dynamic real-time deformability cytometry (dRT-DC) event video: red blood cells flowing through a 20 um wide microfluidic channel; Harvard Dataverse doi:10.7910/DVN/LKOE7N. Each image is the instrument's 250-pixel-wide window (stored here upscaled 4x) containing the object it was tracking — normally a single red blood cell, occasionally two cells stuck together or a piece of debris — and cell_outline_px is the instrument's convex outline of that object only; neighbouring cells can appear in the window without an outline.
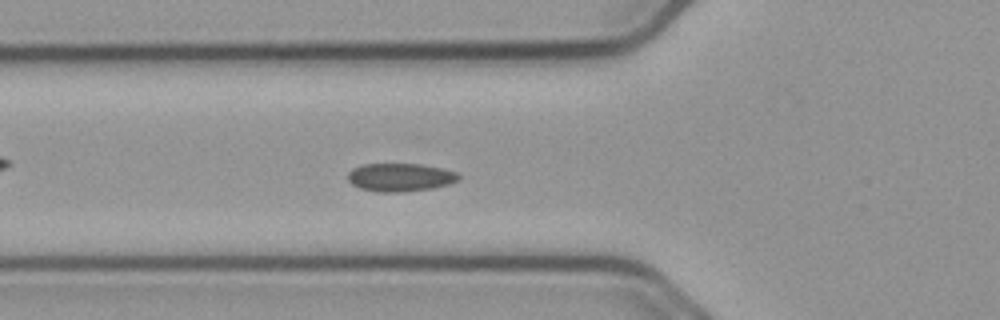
{"species": "common noctule bat (a hibernating species)", "species_latin": "Nyctalus noctula", "temperature_condition": "cold", "stored_images_in_passage": 42, "camera_frame_rate_fps": 3000, "um_per_image_px": 0.085, "animal": {"sex": "male", "body_mass_g": 23.1, "forearm_length_mm": 52.7}, "frame": {"image": 1, "passage_image": 5, "time_ms": 1.333, "image_size_px": [1000, 320], "cell_outline_px": [[460, 180], [448, 184], [432, 188], [404, 192], [376, 192], [360, 188], [352, 184], [348, 180], [348, 172], [352, 168], [364, 164], [420, 164], [440, 168], [456, 172], [460, 176]], "centroid_in_image_um": [34.0, 15.07], "position_along_channel_um": 91.8, "area_um2": 18.21}}
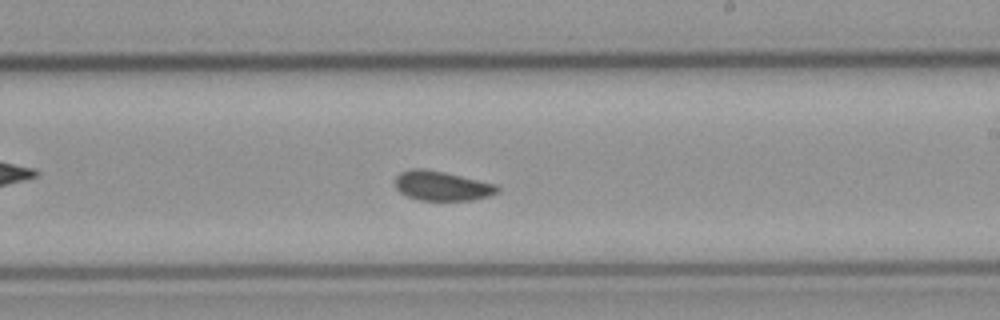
{"frame": {"image": 2, "passage_image": 18, "time_ms": 5.667, "image_size_px": [1000, 320], "cell_outline_px": [[500, 192], [488, 196], [472, 200], [420, 200], [408, 196], [400, 192], [396, 188], [396, 176], [400, 172], [412, 168], [424, 168], [444, 172], [496, 184], [500, 188]], "centroid_in_image_um": [37.57, 15.79], "position_along_channel_um": 251.4, "area_um2": 17.57}}
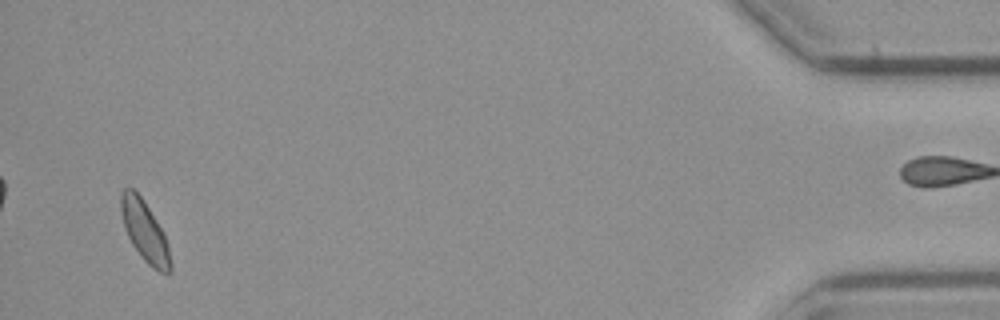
{"frame": {"image": 3, "passage_image": 39, "time_ms": 12.667, "image_size_px": [1000, 320], "cell_outline_px": [[172, 272], [160, 272], [152, 268], [140, 256], [132, 244], [124, 228], [120, 208], [120, 192], [124, 188], [132, 188], [140, 196], [164, 232], [168, 244], [172, 264]], "centroid_in_image_um": [12.3, 19.68], "position_along_channel_um": 422.9, "area_um2": 17.51}, "authors_computed_cell_mechanics": {"area_um2": 17.629, "velocity_mm_per_s": 3.6685, "shape_relaxation_time_tau1_ms": null, "shape_relaxation_time_tau2_ms": 2.6593, "deformation_change_tau1": null, "deformation_change_tau2": 0.0522}}